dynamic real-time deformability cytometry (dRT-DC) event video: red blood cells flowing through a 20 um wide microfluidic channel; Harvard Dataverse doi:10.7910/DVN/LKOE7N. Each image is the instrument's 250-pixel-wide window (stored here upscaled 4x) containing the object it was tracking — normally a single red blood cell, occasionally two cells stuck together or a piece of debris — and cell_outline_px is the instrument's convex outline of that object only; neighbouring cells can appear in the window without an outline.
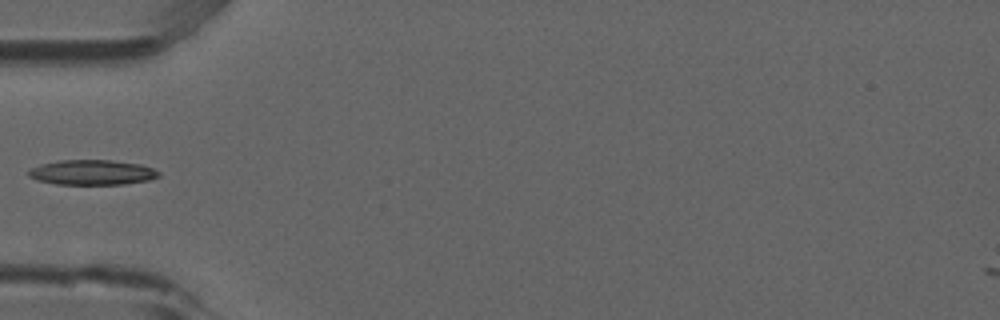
{"species": "common noctule bat (a hibernating species)", "species_latin": "Nyctalus noctula", "temperature_condition": "room temperature", "stored_images_in_passage": 5, "camera_frame_rate_fps": 3000, "um_per_image_px": 0.085, "animal": {"sex": "male", "forearm_length_mm": 52.5}, "frame": {"image": 1, "passage_image": 5, "time_ms": 1.333, "image_size_px": [1000, 320], "cell_outline_px": [[160, 176], [148, 180], [124, 184], [56, 184], [36, 180], [28, 176], [28, 168], [40, 164], [60, 160], [112, 160], [140, 164], [152, 168], [160, 172]], "centroid_in_image_um": [7.79, 14.65], "position_along_channel_um": 77.2, "area_um2": 19.07}}